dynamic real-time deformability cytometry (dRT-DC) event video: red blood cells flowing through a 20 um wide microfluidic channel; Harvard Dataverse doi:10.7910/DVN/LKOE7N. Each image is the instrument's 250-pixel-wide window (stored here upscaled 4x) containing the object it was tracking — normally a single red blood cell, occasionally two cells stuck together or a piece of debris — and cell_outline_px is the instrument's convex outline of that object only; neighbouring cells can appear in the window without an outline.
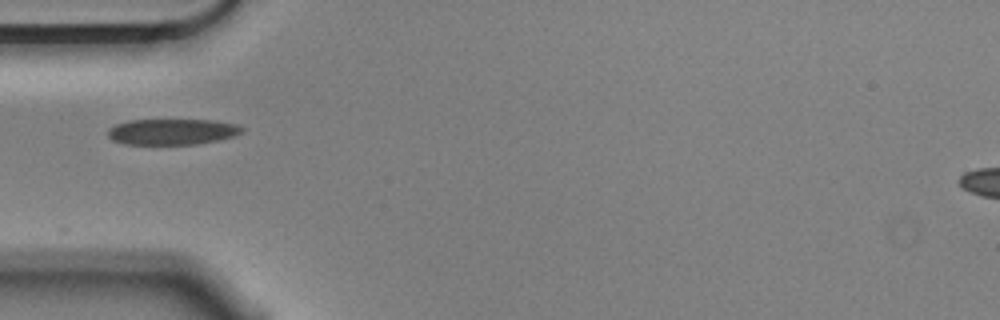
{"species": "Egyptian fruit bat (a non-hibernating species)", "species_latin": "Rousettus aegyptiacus", "temperature_condition": "cold", "stored_images_in_passage": 6, "camera_frame_rate_fps": 3000, "um_per_image_px": 0.085, "animal": {"sex": "male"}, "frame": {"image": 1, "passage_image": 1, "time_ms": 0.0, "image_size_px": [1000, 320], "cell_outline_px": [[244, 132], [220, 140], [196, 144], [124, 144], [112, 140], [108, 136], [108, 128], [116, 124], [128, 120], [212, 120], [240, 124], [244, 128]], "centroid_in_image_um": [14.66, 11.19], "position_along_channel_um": 70.3, "area_um2": 20.4}}
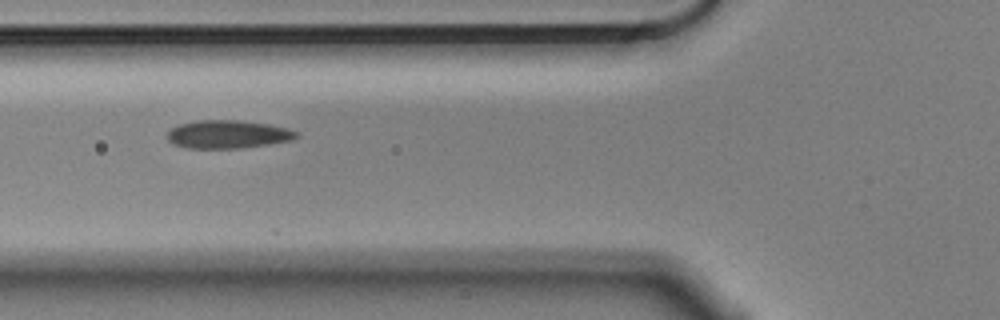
{"frame": {"image": 2, "passage_image": 4, "time_ms": 1.0, "image_size_px": [1000, 320], "cell_outline_px": [[300, 136], [292, 140], [268, 144], [240, 148], [188, 148], [172, 144], [168, 140], [168, 132], [172, 128], [180, 124], [200, 120], [240, 120], [268, 124], [288, 128], [300, 132]], "centroid_in_image_um": [19.41, 11.41], "position_along_channel_um": 106.4, "area_um2": 21.21}}